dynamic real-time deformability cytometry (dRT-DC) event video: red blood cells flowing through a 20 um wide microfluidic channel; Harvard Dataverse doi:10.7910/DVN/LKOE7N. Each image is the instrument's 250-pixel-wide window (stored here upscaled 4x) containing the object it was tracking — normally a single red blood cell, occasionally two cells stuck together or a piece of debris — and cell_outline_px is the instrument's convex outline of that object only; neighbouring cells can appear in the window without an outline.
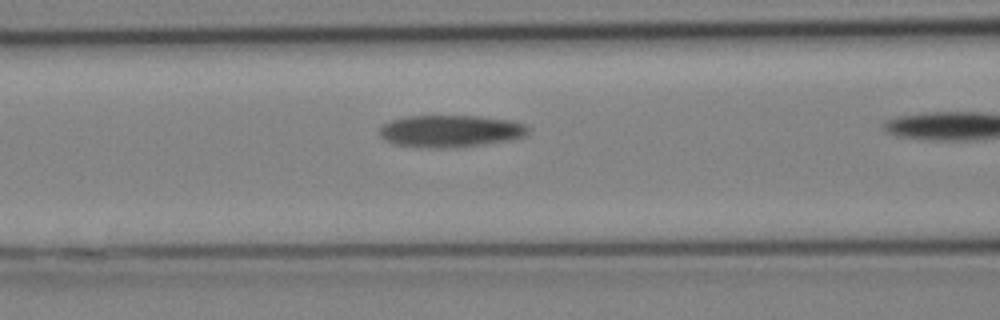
{"species": "Egyptian fruit bat (a non-hibernating species)", "species_latin": "Rousettus aegyptiacus", "temperature_condition": "cold", "stored_images_in_passage": 8, "camera_frame_rate_fps": 3000, "um_per_image_px": 0.085, "animal": {"sex": "female"}, "frame": {"image": 1, "passage_image": 7, "time_ms": 2.0, "image_size_px": [1000, 320], "cell_outline_px": [[532, 128], [524, 136], [508, 140], [484, 144], [456, 148], [428, 148], [396, 144], [380, 136], [380, 128], [384, 124], [392, 120], [408, 116], [476, 116], [512, 120], [524, 124]], "centroid_in_image_um": [38.33, 11.14], "position_along_channel_um": 128.3, "area_um2": 27.74}}